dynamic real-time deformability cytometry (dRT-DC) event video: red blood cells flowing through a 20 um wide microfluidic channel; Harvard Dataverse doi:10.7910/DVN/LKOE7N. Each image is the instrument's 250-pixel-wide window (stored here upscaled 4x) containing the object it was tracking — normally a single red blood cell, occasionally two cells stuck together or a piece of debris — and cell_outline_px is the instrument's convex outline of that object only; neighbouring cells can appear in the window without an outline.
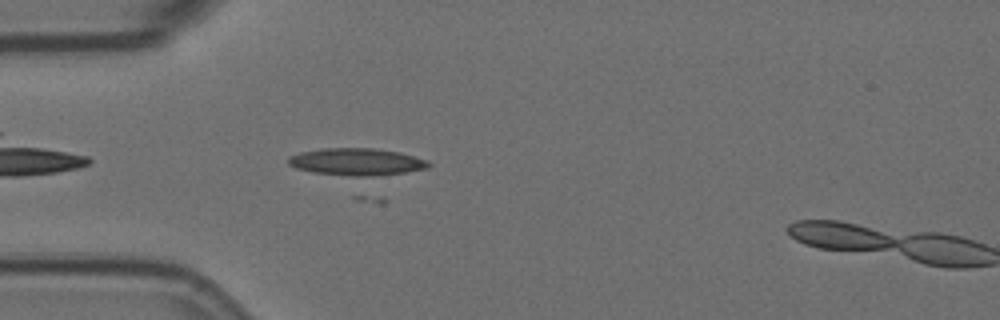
{"species": "Egyptian fruit bat (a non-hibernating species)", "species_latin": "Rousettus aegyptiacus", "temperature_condition": "room temperature", "stored_images_in_passage": 4, "camera_frame_rate_fps": 3000, "um_per_image_px": 0.085, "animal": {"sex": "female"}, "frame": {"image": 1, "passage_image": 3, "time_ms": 0.667, "image_size_px": [1000, 320], "cell_outline_px": [[432, 164], [428, 168], [364, 180], [360, 180], [312, 172], [296, 168], [288, 164], [288, 156], [300, 152], [320, 148], [372, 148], [400, 152], [428, 160]], "centroid_in_image_um": [30.33, 13.81], "position_along_channel_um": 54.7, "area_um2": 23.52}}